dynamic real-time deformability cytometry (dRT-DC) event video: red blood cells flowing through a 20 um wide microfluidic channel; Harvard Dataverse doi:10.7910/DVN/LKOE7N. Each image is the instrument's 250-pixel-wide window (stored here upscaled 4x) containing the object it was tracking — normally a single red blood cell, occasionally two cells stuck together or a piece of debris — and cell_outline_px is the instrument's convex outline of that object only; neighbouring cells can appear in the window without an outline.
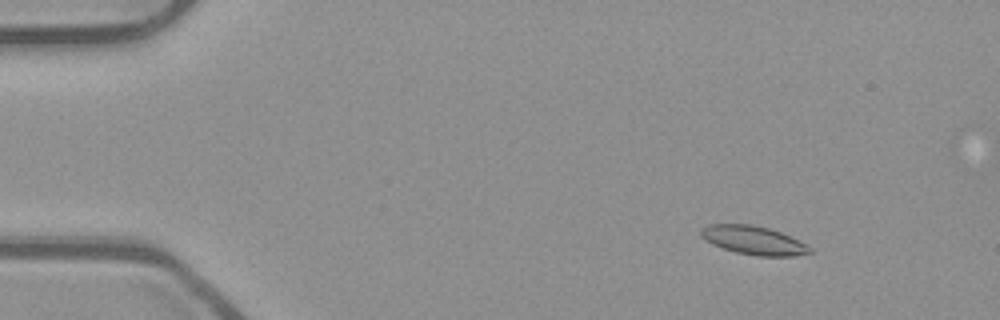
{"species": "common noctule bat (a hibernating species)", "species_latin": "Nyctalus noctula", "temperature_condition": "room temperature", "stored_images_in_passage": 52, "camera_frame_rate_fps": 3000, "um_per_image_px": 0.085, "animal": {"sex": "male", "body_mass_g": 23.1, "forearm_length_mm": 52.7}, "frame": {"image": 1, "passage_image": 5, "time_ms": 1.333, "image_size_px": [1000, 320], "cell_outline_px": [[812, 252], [792, 256], [756, 256], [736, 252], [712, 244], [700, 236], [700, 228], [708, 224], [752, 224], [768, 228], [780, 232], [812, 248]], "centroid_in_image_um": [63.99, 20.42], "position_along_channel_um": 21.0, "area_um2": 17.98}}
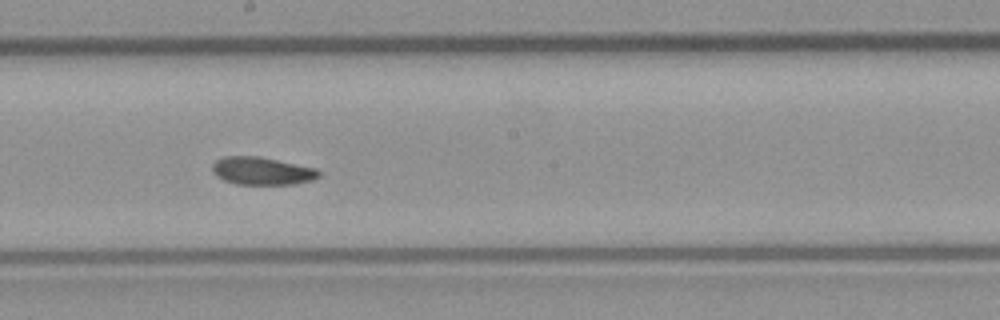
{"frame": {"image": 2, "passage_image": 28, "time_ms": 9.0, "image_size_px": [1000, 320], "cell_outline_px": [[320, 176], [312, 180], [292, 184], [236, 184], [224, 180], [216, 176], [212, 172], [212, 164], [216, 160], [224, 156], [260, 156], [316, 168], [320, 172]], "centroid_in_image_um": [22.25, 14.52], "position_along_channel_um": 226.0, "area_um2": 17.28}}
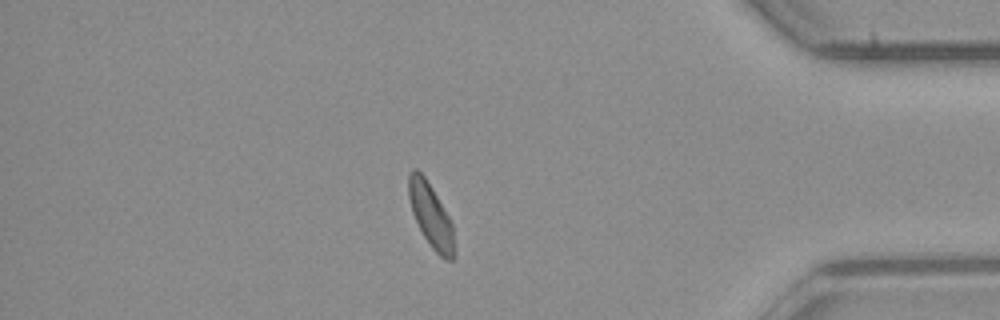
{"frame": {"image": 3, "passage_image": 44, "time_ms": 14.333, "image_size_px": [1000, 320], "cell_outline_px": [[456, 256], [452, 260], [444, 260], [432, 248], [424, 236], [412, 212], [408, 196], [408, 176], [412, 168], [416, 168], [424, 176], [432, 188], [448, 216], [452, 224]], "centroid_in_image_um": [36.63, 18.34], "position_along_channel_um": 398.6, "area_um2": 16.88}, "authors_computed_cell_mechanics": {"area_um2": 17.629, "velocity_mm_per_s": 3.9033, "shape_relaxation_time_tau1_ms": 3.438, "shape_relaxation_time_tau2_ms": null, "deformation_change_tau1": 0.0916, "deformation_change_tau2": null}}